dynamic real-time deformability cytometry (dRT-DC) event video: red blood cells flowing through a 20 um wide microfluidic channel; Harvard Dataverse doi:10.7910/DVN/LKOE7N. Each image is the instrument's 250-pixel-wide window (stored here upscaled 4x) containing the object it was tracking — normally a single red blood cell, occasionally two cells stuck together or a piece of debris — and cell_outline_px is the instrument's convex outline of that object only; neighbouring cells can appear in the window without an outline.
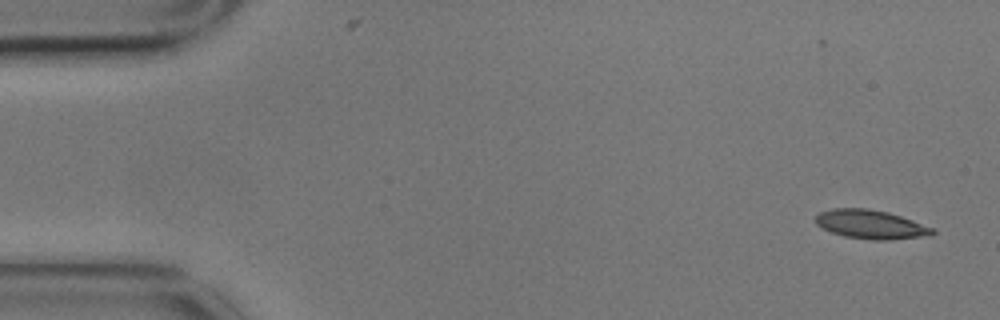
{"species": "common noctule bat (a hibernating species)", "species_latin": "Nyctalus noctula", "temperature_condition": "cold", "stored_images_in_passage": 4, "camera_frame_rate_fps": 3000, "um_per_image_px": 0.085, "animal": {"sex": "male", "body_mass_g": 17.9}, "frame": {"image": 1, "passage_image": 1, "time_ms": 0.0, "image_size_px": [1000, 320], "cell_outline_px": [[936, 232], [932, 236], [888, 240], [872, 240], [844, 236], [820, 228], [816, 224], [816, 216], [820, 212], [832, 208], [868, 208], [888, 212], [936, 228]], "centroid_in_image_um": [74.06, 19.08], "position_along_channel_um": 10.9, "area_um2": 19.94}}